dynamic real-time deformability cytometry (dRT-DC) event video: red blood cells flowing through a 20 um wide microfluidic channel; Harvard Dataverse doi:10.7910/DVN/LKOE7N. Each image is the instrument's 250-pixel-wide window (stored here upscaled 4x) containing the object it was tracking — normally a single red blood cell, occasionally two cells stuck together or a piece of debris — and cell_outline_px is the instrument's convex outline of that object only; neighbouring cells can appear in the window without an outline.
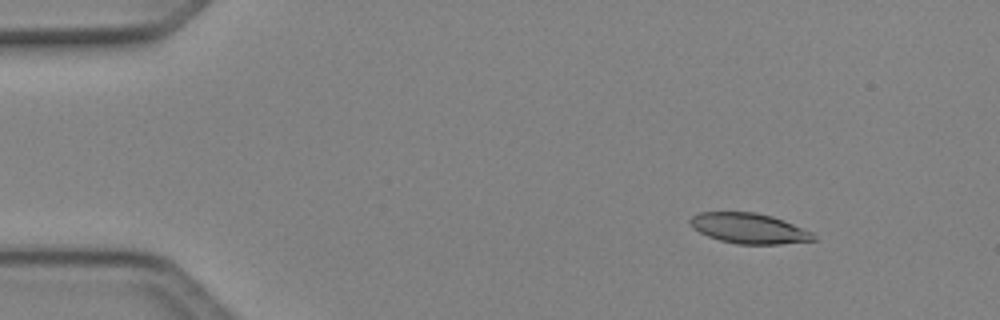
{"species": "Egyptian fruit bat (a non-hibernating species)", "species_latin": "Rousettus aegyptiacus", "temperature_condition": "cold", "stored_images_in_passage": 49, "camera_frame_rate_fps": 3000, "um_per_image_px": 0.085, "animal": {"sex": "female"}, "frame": {"image": 1, "passage_image": 6, "time_ms": 1.667, "image_size_px": [1000, 320], "cell_outline_px": [[816, 240], [780, 244], [736, 244], [720, 240], [708, 236], [692, 228], [688, 220], [692, 216], [700, 212], [756, 212], [772, 216], [784, 220], [812, 232], [816, 236]], "centroid_in_image_um": [63.66, 19.41], "position_along_channel_um": 21.3, "area_um2": 21.85}}
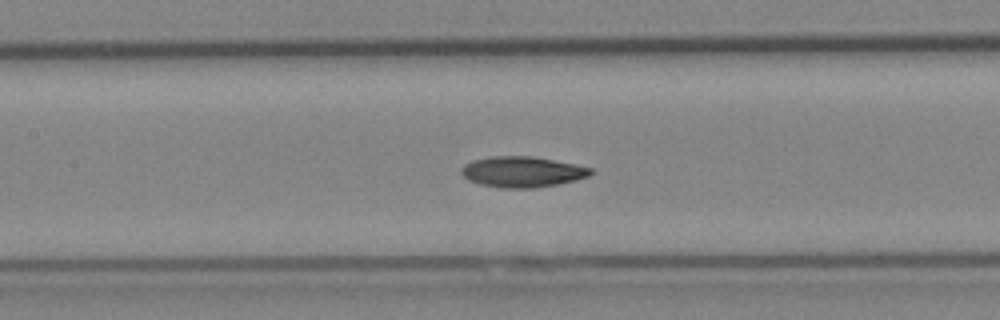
{"frame": {"image": 2, "passage_image": 23, "time_ms": 7.333, "image_size_px": [1000, 320], "cell_outline_px": [[596, 172], [588, 176], [576, 180], [536, 188], [504, 188], [480, 184], [468, 180], [460, 172], [460, 168], [464, 164], [472, 160], [492, 156], [532, 156], [592, 168]], "centroid_in_image_um": [44.37, 14.61], "position_along_channel_um": 163.0, "area_um2": 23.12}}
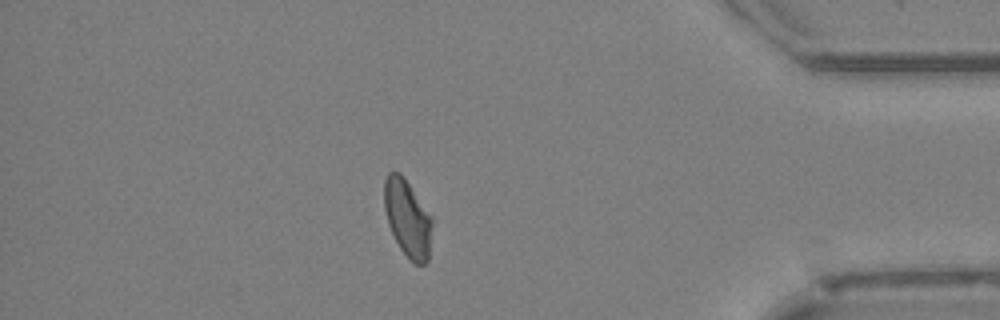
{"frame": {"image": 3, "passage_image": 43, "time_ms": 14.0, "image_size_px": [1000, 320], "cell_outline_px": [[432, 224], [428, 260], [424, 264], [412, 264], [408, 260], [400, 248], [388, 224], [384, 208], [384, 180], [388, 172], [400, 172], [404, 176], [432, 216]], "centroid_in_image_um": [34.64, 18.55], "position_along_channel_um": 400.6, "area_um2": 21.73}, "authors_computed_cell_mechanics": {"area_um2": 22.4264, "velocity_mm_per_s": 4.101, "shape_relaxation_time_tau1_ms": 5.5514, "shape_relaxation_time_tau2_ms": 4.3295, "deformation_change_tau1": 0.1486, "deformation_change_tau2": 0.0873}}